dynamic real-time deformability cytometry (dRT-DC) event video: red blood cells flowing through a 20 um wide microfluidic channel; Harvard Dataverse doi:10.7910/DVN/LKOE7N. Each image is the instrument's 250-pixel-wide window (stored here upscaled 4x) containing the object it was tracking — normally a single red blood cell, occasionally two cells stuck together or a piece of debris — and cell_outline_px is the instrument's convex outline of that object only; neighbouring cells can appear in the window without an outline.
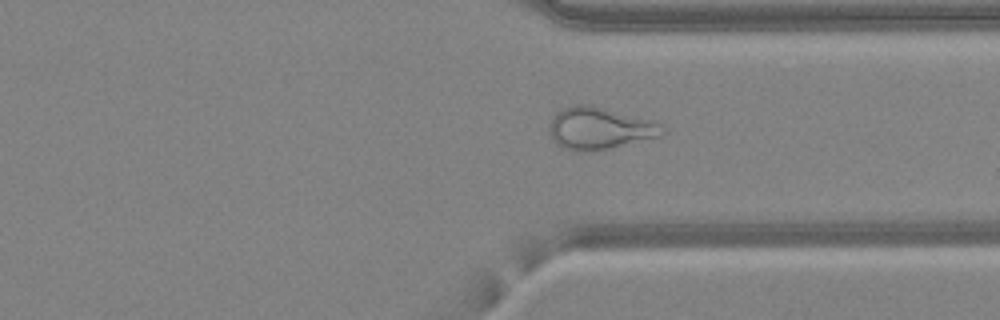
{"species": "common noctule bat (a hibernating species)", "species_latin": "Nyctalus noctula", "temperature_condition": "warm", "stored_images_in_passage": 40, "camera_frame_rate_fps": 3000, "um_per_image_px": 0.085, "animal": {"sex": "female", "body_mass_g": 24.6, "forearm_length_mm": 56.2}, "frame": {"image": 1, "passage_image": 28, "time_ms": 9.0, "image_size_px": [1000, 320], "cell_outline_px": [[668, 132], [664, 136], [608, 148], [564, 148], [556, 144], [552, 140], [552, 120], [556, 112], [572, 104], [588, 104], [656, 120], [664, 124]], "centroid_in_image_um": [51.12, 10.85], "position_along_channel_um": 360.3, "area_um2": 27.28}}
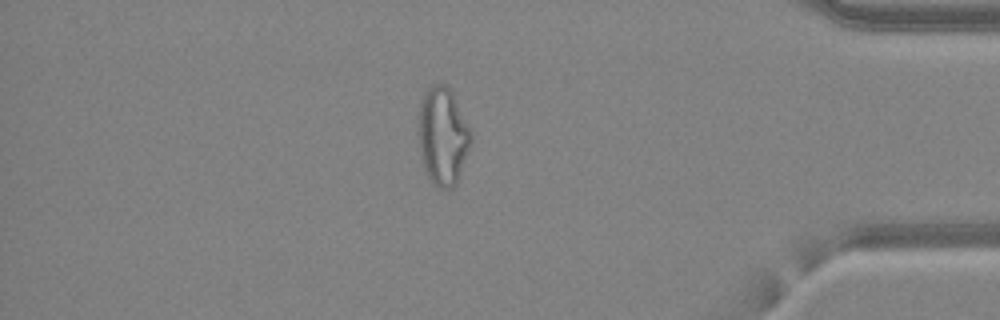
{"frame": {"image": 2, "passage_image": 33, "time_ms": 10.667, "image_size_px": [1000, 320], "cell_outline_px": [[472, 144], [456, 184], [452, 188], [440, 188], [432, 184], [428, 176], [420, 156], [416, 128], [420, 100], [424, 92], [432, 84], [448, 84], [472, 128]], "centroid_in_image_um": [37.63, 11.53], "position_along_channel_um": 397.6, "area_um2": 31.04}, "authors_computed_cell_mechanics": {"area_um2": 29.4491, "velocity_mm_per_s": 4.2825, "shape_relaxation_time_tau1_ms": null, "shape_relaxation_time_tau2_ms": 1.5919, "deformation_change_tau1": null, "deformation_change_tau2": 0.1151}}